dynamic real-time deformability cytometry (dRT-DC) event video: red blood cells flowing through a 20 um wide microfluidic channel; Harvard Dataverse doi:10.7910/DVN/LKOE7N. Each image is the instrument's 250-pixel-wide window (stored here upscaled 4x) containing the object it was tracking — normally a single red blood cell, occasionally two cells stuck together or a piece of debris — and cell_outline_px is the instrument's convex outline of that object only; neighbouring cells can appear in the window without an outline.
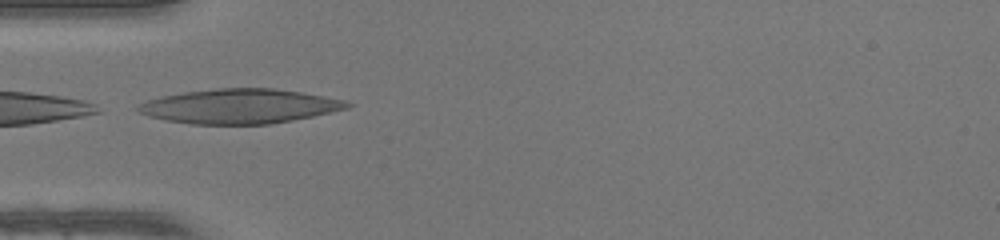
{"species": "human", "species_latin": "Homo sapiens", "temperature_condition": "warm", "stored_images_in_passage": 32, "camera_frame_rate_fps": 3000, "um_per_image_px": 0.085, "donor": {"sex": "female"}, "frame": {"image": 1, "passage_image": 1, "time_ms": 0.0, "image_size_px": [1000, 240], "cell_outline_px": [[356, 104], [348, 108], [312, 116], [292, 120], [268, 124], [192, 124], [168, 120], [148, 116], [140, 112], [136, 108], [140, 104], [148, 100], [160, 96], [184, 92], [216, 88], [272, 88], [300, 92], [324, 96], [344, 100]], "centroid_in_image_um": [20.38, 9.02], "position_along_channel_um": 64.6, "area_um2": 41.85}}
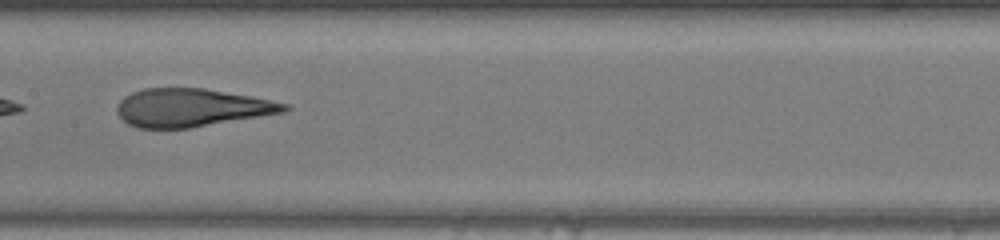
{"frame": {"image": 2, "passage_image": 10, "time_ms": 3.0, "image_size_px": [1000, 240], "cell_outline_px": [[292, 108], [284, 112], [188, 128], [136, 128], [128, 124], [116, 112], [116, 108], [120, 100], [124, 96], [132, 92], [144, 88], [204, 88], [252, 96], [272, 100], [288, 104]], "centroid_in_image_um": [16.26, 9.14], "position_along_channel_um": 191.1, "area_um2": 37.05}}
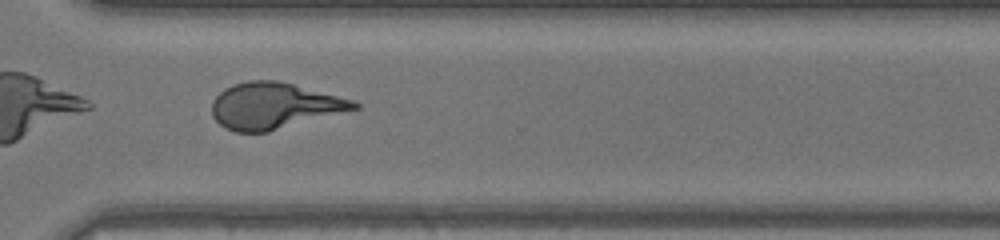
{"frame": {"image": 3, "passage_image": 21, "time_ms": 6.667, "image_size_px": [1000, 240], "cell_outline_px": [[360, 108], [268, 132], [236, 132], [224, 128], [212, 116], [212, 100], [224, 88], [232, 84], [248, 80], [276, 80], [356, 100], [360, 104]], "centroid_in_image_um": [23.3, 8.99], "position_along_channel_um": 347.3, "area_um2": 38.38}, "authors_computed_cell_mechanics": {"area_um2": 38.4948, "velocity_mm_per_s": 4.2489, "shape_relaxation_time_tau1_ms": 11.3312, "shape_relaxation_time_tau2_ms": 0.8582, "deformation_change_tau1": 0.4392, "deformation_change_tau2": 0.099}}